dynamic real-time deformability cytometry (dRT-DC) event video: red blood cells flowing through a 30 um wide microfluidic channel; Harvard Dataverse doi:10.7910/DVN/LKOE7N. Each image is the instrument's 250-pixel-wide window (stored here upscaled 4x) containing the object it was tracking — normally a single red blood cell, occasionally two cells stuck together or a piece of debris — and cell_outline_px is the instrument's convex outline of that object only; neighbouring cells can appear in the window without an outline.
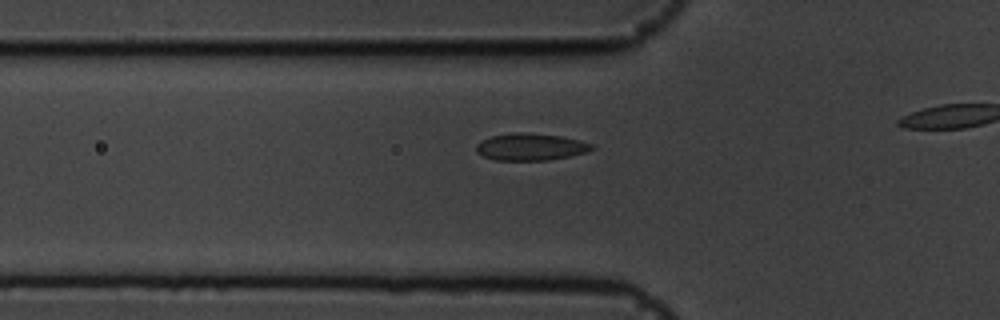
{"species": "common noctule bat (a hibernating species)", "species_latin": "Nyctalus noctula", "temperature_condition": "cold", "stored_images_in_passage": 16, "camera_frame_rate_fps": 3000, "um_per_image_px": 0.085, "animal": {"sex": "male", "body_mass_g": 19.5, "forearm_length_mm": 54.6}, "frame": {"image": 1, "passage_image": 10, "time_ms": 3.0, "image_size_px": [1000, 320], "cell_outline_px": [[596, 148], [588, 152], [548, 160], [496, 160], [484, 156], [476, 152], [476, 144], [480, 140], [492, 136], [512, 132], [524, 132], [560, 136], [580, 140], [592, 144]], "centroid_in_image_um": [45.1, 12.48], "position_along_channel_um": 80.7, "area_um2": 18.26}}
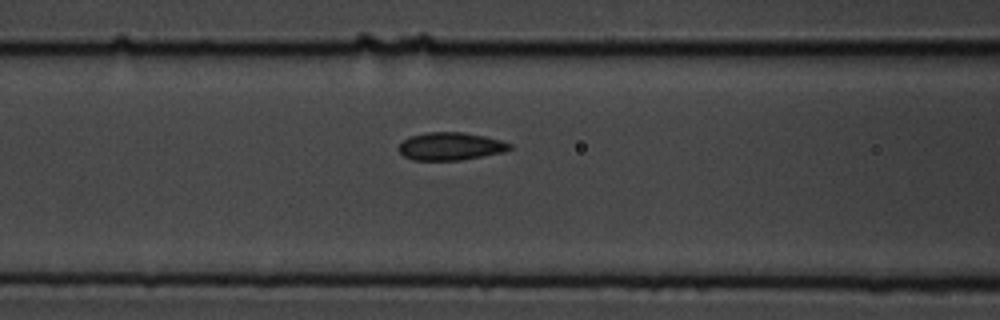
{"frame": {"image": 2, "passage_image": 14, "time_ms": 4.333, "image_size_px": [1000, 320], "cell_outline_px": [[512, 148], [504, 152], [460, 160], [412, 160], [404, 156], [400, 152], [400, 144], [404, 140], [412, 136], [428, 132], [464, 132], [484, 136], [500, 140], [512, 144]], "centroid_in_image_um": [38.32, 12.44], "position_along_channel_um": 128.3, "area_um2": 17.8}}